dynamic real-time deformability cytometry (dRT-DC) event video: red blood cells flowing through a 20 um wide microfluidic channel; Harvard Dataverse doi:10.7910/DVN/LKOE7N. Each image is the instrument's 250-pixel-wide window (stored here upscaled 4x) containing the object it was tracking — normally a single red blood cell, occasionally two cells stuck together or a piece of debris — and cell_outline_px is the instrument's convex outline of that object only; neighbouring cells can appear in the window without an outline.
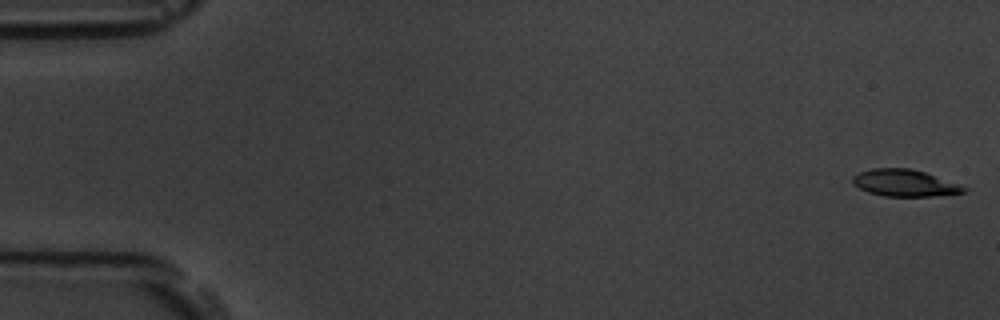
{"species": "common noctule bat (a hibernating species)", "species_latin": "Nyctalus noctula", "temperature_condition": "room temperature", "stored_images_in_passage": 4, "camera_frame_rate_fps": 3000, "um_per_image_px": 0.085, "animal": {"sex": "male", "body_mass_g": 19.5, "forearm_length_mm": 54.6}, "frame": {"image": 1, "passage_image": 1, "time_ms": 0.0, "image_size_px": [1000, 320], "cell_outline_px": [[968, 188], [964, 192], [932, 196], [884, 196], [868, 192], [852, 184], [852, 176], [860, 172], [872, 168], [908, 168], [924, 172], [960, 184]], "centroid_in_image_um": [76.87, 15.55], "position_along_channel_um": 8.1, "area_um2": 17.28}}